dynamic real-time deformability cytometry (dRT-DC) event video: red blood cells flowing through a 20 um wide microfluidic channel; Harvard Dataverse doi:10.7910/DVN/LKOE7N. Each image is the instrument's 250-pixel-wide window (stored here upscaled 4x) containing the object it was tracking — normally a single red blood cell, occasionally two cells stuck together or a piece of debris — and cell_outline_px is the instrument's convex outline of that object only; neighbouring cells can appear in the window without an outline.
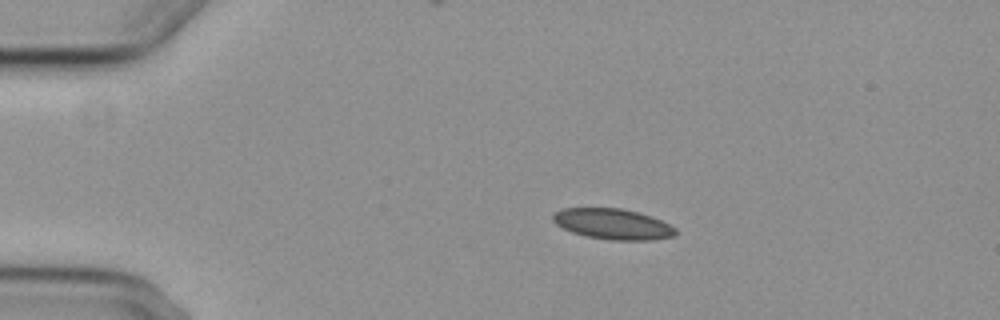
{"species": "common noctule bat (a hibernating species)", "species_latin": "Nyctalus noctula", "temperature_condition": "cold", "stored_images_in_passage": 6, "camera_frame_rate_fps": 3000, "um_per_image_px": 0.085, "animal": {"sex": "female", "body_mass_g": 29.2, "forearm_length_mm": 56.3}, "frame": {"image": 1, "passage_image": 3, "time_ms": 2.333, "image_size_px": [1000, 320], "cell_outline_px": [[676, 236], [652, 240], [612, 240], [584, 236], [572, 232], [556, 224], [552, 220], [552, 212], [564, 208], [620, 208], [640, 212], [660, 220], [676, 228]], "centroid_in_image_um": [52.08, 19.04], "position_along_channel_um": 32.9, "area_um2": 22.02}}
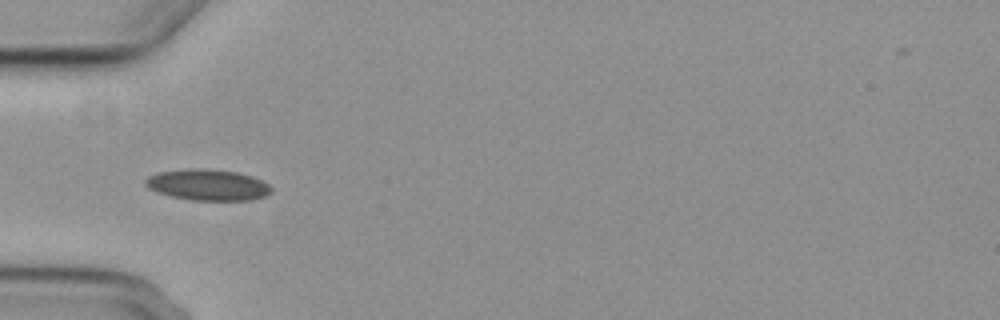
{"frame": {"image": 2, "passage_image": 5, "time_ms": 4.667, "image_size_px": [1000, 320], "cell_outline_px": [[272, 192], [264, 196], [252, 200], [188, 200], [156, 192], [148, 188], [144, 184], [144, 180], [148, 176], [156, 172], [188, 168], [200, 168], [236, 172], [252, 176], [268, 184], [272, 188]], "centroid_in_image_um": [17.62, 15.71], "position_along_channel_um": 67.4, "area_um2": 22.95}}
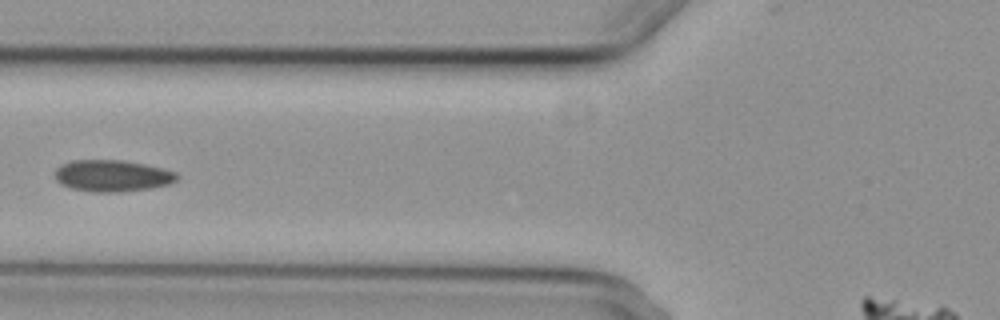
{"frame": {"image": 3, "passage_image": 6, "time_ms": 6.0, "image_size_px": [1000, 320], "cell_outline_px": [[180, 176], [176, 180], [168, 184], [148, 188], [120, 192], [92, 192], [72, 188], [60, 184], [56, 180], [56, 168], [60, 164], [72, 160], [120, 160], [144, 164], [176, 172]], "centroid_in_image_um": [9.51, 14.94], "position_along_channel_um": 116.3, "area_um2": 22.37}}